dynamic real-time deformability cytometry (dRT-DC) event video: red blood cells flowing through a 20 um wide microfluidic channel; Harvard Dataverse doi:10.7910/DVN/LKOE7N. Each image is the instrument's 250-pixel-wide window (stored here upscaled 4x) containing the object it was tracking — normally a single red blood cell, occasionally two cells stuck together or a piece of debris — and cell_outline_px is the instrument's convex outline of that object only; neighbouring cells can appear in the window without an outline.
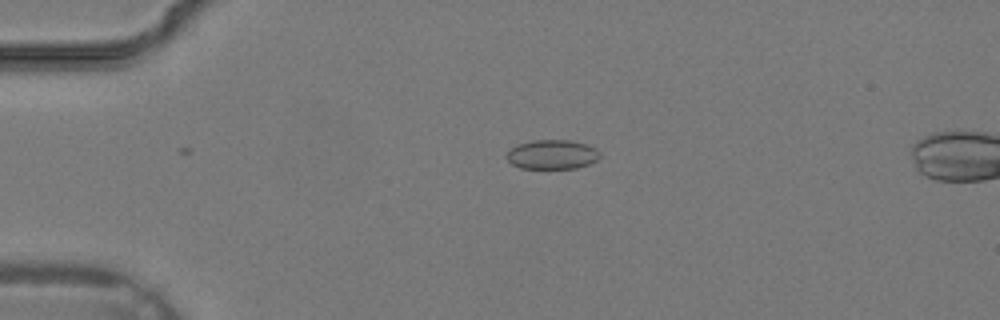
{"species": "common noctule bat (a hibernating species)", "species_latin": "Nyctalus noctula", "temperature_condition": "warm", "stored_images_in_passage": 30, "camera_frame_rate_fps": 3000, "um_per_image_px": 0.085, "animal": {"sex": "male", "body_mass_g": 19.2, "forearm_length_mm": 51.8}, "frame": {"image": 1, "passage_image": 8, "time_ms": 2.333, "image_size_px": [1000, 320], "cell_outline_px": [[600, 156], [596, 160], [588, 164], [576, 168], [520, 168], [512, 164], [504, 156], [516, 144], [532, 140], [568, 140], [584, 144], [596, 148], [600, 152]], "centroid_in_image_um": [46.9, 13.13], "position_along_channel_um": 38.1, "area_um2": 15.9}}
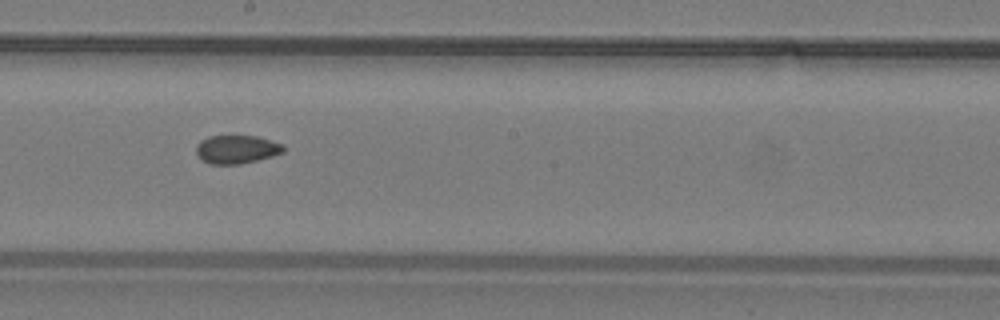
{"frame": {"image": 2, "passage_image": 20, "time_ms": 6.333, "image_size_px": [1000, 320], "cell_outline_px": [[284, 152], [272, 156], [240, 164], [208, 164], [200, 160], [196, 152], [196, 144], [200, 140], [208, 136], [256, 136], [284, 144]], "centroid_in_image_um": [20.08, 12.7], "position_along_channel_um": 228.1, "area_um2": 14.57}}
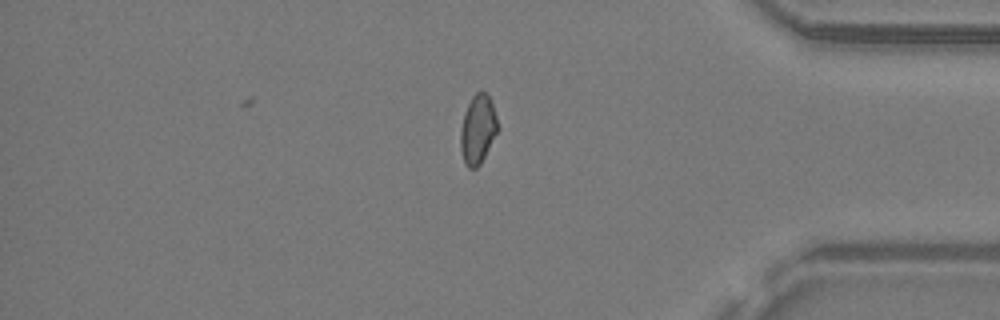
{"frame": {"image": 3, "passage_image": 30, "time_ms": 9.667, "image_size_px": [1000, 320], "cell_outline_px": [[500, 128], [480, 164], [476, 168], [468, 168], [464, 164], [460, 148], [460, 132], [464, 112], [472, 96], [476, 92], [484, 92], [488, 96], [492, 104]], "centroid_in_image_um": [40.61, 11.02], "position_along_channel_um": 394.6, "area_um2": 15.03}}